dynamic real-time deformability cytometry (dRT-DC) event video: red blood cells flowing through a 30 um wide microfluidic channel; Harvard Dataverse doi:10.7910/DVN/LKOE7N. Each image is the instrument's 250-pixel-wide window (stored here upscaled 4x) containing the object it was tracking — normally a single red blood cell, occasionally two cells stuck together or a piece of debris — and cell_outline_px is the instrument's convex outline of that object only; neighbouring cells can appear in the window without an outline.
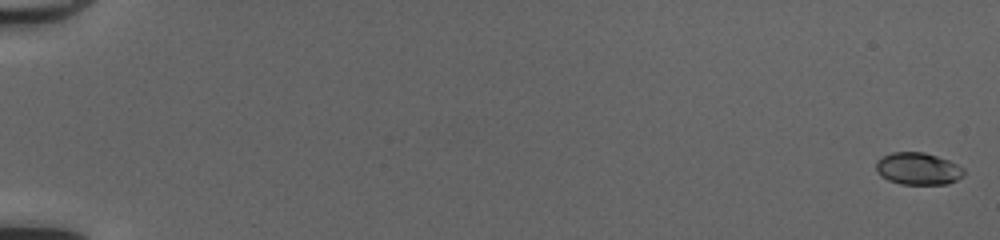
{"species": "common noctule bat (a hibernating species)", "species_latin": "Nyctalus noctula", "temperature_condition": "cold", "stored_images_in_passage": 52, "camera_frame_rate_fps": 3000, "um_per_image_px": 0.085, "animal": {"sex": "female", "body_mass_g": 20.0, "forearm_length_mm": 54.0}, "frame": {"image": 1, "passage_image": 1, "time_ms": 0.0, "image_size_px": [1000, 240], "cell_outline_px": [[964, 176], [948, 184], [900, 184], [888, 180], [880, 176], [876, 172], [876, 160], [880, 156], [892, 152], [924, 152], [948, 160], [964, 168]], "centroid_in_image_um": [78.0, 14.34], "position_along_channel_um": 7.0, "area_um2": 16.65}}
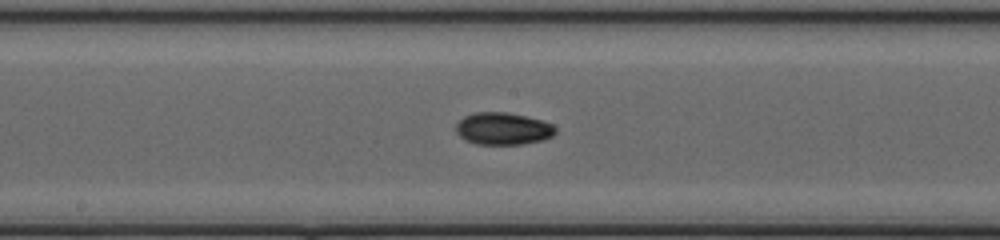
{"frame": {"image": 2, "passage_image": 30, "time_ms": 9.667, "image_size_px": [1000, 240], "cell_outline_px": [[556, 132], [552, 136], [544, 140], [524, 144], [476, 144], [464, 140], [456, 132], [456, 124], [464, 116], [472, 112], [504, 112], [524, 116], [540, 120], [552, 124], [556, 128]], "centroid_in_image_um": [42.74, 10.94], "position_along_channel_um": 205.5, "area_um2": 18.73}}
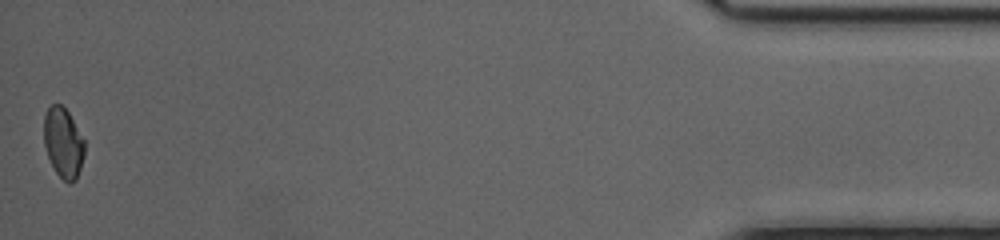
{"frame": {"image": 3, "passage_image": 52, "time_ms": 17.0, "image_size_px": [1000, 240], "cell_outline_px": [[84, 156], [76, 180], [72, 184], [68, 184], [56, 172], [48, 156], [44, 144], [44, 116], [48, 108], [52, 104], [60, 104], [68, 112], [84, 140]], "centroid_in_image_um": [5.38, 12.15], "position_along_channel_um": 429.8, "area_um2": 16.42}, "authors_computed_cell_mechanics": {"area_um2": 17.1955, "velocity_mm_per_s": 4.1648, "shape_relaxation_time_tau1_ms": 4.7467, "shape_relaxation_time_tau2_ms": 1.9135, "deformation_change_tau1": 0.1265, "deformation_change_tau2": 0.0429}}